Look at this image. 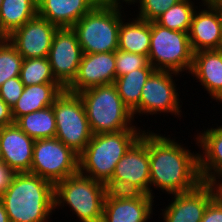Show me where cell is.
Instances as JSON below:
<instances>
[{"mask_svg":"<svg viewBox=\"0 0 222 222\" xmlns=\"http://www.w3.org/2000/svg\"><path fill=\"white\" fill-rule=\"evenodd\" d=\"M165 134L149 130L150 196L153 188L166 194L186 193L203 183L198 153Z\"/></svg>","mask_w":222,"mask_h":222,"instance_id":"obj_1","label":"cell"},{"mask_svg":"<svg viewBox=\"0 0 222 222\" xmlns=\"http://www.w3.org/2000/svg\"><path fill=\"white\" fill-rule=\"evenodd\" d=\"M10 222H49L54 209V185L30 172L16 173L0 197Z\"/></svg>","mask_w":222,"mask_h":222,"instance_id":"obj_2","label":"cell"},{"mask_svg":"<svg viewBox=\"0 0 222 222\" xmlns=\"http://www.w3.org/2000/svg\"><path fill=\"white\" fill-rule=\"evenodd\" d=\"M145 130H122L94 134L78 157V171L105 183L115 166Z\"/></svg>","mask_w":222,"mask_h":222,"instance_id":"obj_3","label":"cell"},{"mask_svg":"<svg viewBox=\"0 0 222 222\" xmlns=\"http://www.w3.org/2000/svg\"><path fill=\"white\" fill-rule=\"evenodd\" d=\"M77 94L84 104L93 135L122 130H142L133 124L135 119L122 102L114 83L92 87Z\"/></svg>","mask_w":222,"mask_h":222,"instance_id":"obj_4","label":"cell"},{"mask_svg":"<svg viewBox=\"0 0 222 222\" xmlns=\"http://www.w3.org/2000/svg\"><path fill=\"white\" fill-rule=\"evenodd\" d=\"M105 198L104 183L79 171L54 185V209L68 206L80 222H101Z\"/></svg>","mask_w":222,"mask_h":222,"instance_id":"obj_5","label":"cell"},{"mask_svg":"<svg viewBox=\"0 0 222 222\" xmlns=\"http://www.w3.org/2000/svg\"><path fill=\"white\" fill-rule=\"evenodd\" d=\"M121 7L96 5L71 28L75 31L83 54L118 50Z\"/></svg>","mask_w":222,"mask_h":222,"instance_id":"obj_6","label":"cell"},{"mask_svg":"<svg viewBox=\"0 0 222 222\" xmlns=\"http://www.w3.org/2000/svg\"><path fill=\"white\" fill-rule=\"evenodd\" d=\"M193 54L187 32L173 31L155 21L151 22L148 60L155 70L176 73L186 71L189 74Z\"/></svg>","mask_w":222,"mask_h":222,"instance_id":"obj_7","label":"cell"},{"mask_svg":"<svg viewBox=\"0 0 222 222\" xmlns=\"http://www.w3.org/2000/svg\"><path fill=\"white\" fill-rule=\"evenodd\" d=\"M52 107L56 122L55 137L79 155L93 136L80 96L64 90Z\"/></svg>","mask_w":222,"mask_h":222,"instance_id":"obj_8","label":"cell"},{"mask_svg":"<svg viewBox=\"0 0 222 222\" xmlns=\"http://www.w3.org/2000/svg\"><path fill=\"white\" fill-rule=\"evenodd\" d=\"M78 157L56 137L35 140L30 173L55 185L78 172Z\"/></svg>","mask_w":222,"mask_h":222,"instance_id":"obj_9","label":"cell"},{"mask_svg":"<svg viewBox=\"0 0 222 222\" xmlns=\"http://www.w3.org/2000/svg\"><path fill=\"white\" fill-rule=\"evenodd\" d=\"M173 75L177 77L180 73L155 70L150 75L141 91L140 116L169 113L181 117V99Z\"/></svg>","mask_w":222,"mask_h":222,"instance_id":"obj_10","label":"cell"},{"mask_svg":"<svg viewBox=\"0 0 222 222\" xmlns=\"http://www.w3.org/2000/svg\"><path fill=\"white\" fill-rule=\"evenodd\" d=\"M83 52L71 27L58 28L48 54L56 80L66 88L76 77Z\"/></svg>","mask_w":222,"mask_h":222,"instance_id":"obj_11","label":"cell"},{"mask_svg":"<svg viewBox=\"0 0 222 222\" xmlns=\"http://www.w3.org/2000/svg\"><path fill=\"white\" fill-rule=\"evenodd\" d=\"M59 27L38 14L6 38L24 59L48 57L54 35Z\"/></svg>","mask_w":222,"mask_h":222,"instance_id":"obj_12","label":"cell"},{"mask_svg":"<svg viewBox=\"0 0 222 222\" xmlns=\"http://www.w3.org/2000/svg\"><path fill=\"white\" fill-rule=\"evenodd\" d=\"M201 2L206 8L194 11L188 33L193 53L222 49L221 12L211 0Z\"/></svg>","mask_w":222,"mask_h":222,"instance_id":"obj_13","label":"cell"},{"mask_svg":"<svg viewBox=\"0 0 222 222\" xmlns=\"http://www.w3.org/2000/svg\"><path fill=\"white\" fill-rule=\"evenodd\" d=\"M116 79L115 52L83 54L74 80L65 88L71 93L112 84Z\"/></svg>","mask_w":222,"mask_h":222,"instance_id":"obj_14","label":"cell"},{"mask_svg":"<svg viewBox=\"0 0 222 222\" xmlns=\"http://www.w3.org/2000/svg\"><path fill=\"white\" fill-rule=\"evenodd\" d=\"M172 196L168 206L161 209L164 222H200L216 193L212 184L203 182L190 192Z\"/></svg>","mask_w":222,"mask_h":222,"instance_id":"obj_15","label":"cell"},{"mask_svg":"<svg viewBox=\"0 0 222 222\" xmlns=\"http://www.w3.org/2000/svg\"><path fill=\"white\" fill-rule=\"evenodd\" d=\"M112 178L129 181L150 195L149 130L119 160Z\"/></svg>","mask_w":222,"mask_h":222,"instance_id":"obj_16","label":"cell"},{"mask_svg":"<svg viewBox=\"0 0 222 222\" xmlns=\"http://www.w3.org/2000/svg\"><path fill=\"white\" fill-rule=\"evenodd\" d=\"M35 140L24 133L16 123L0 127L2 162L16 173L30 172Z\"/></svg>","mask_w":222,"mask_h":222,"instance_id":"obj_17","label":"cell"},{"mask_svg":"<svg viewBox=\"0 0 222 222\" xmlns=\"http://www.w3.org/2000/svg\"><path fill=\"white\" fill-rule=\"evenodd\" d=\"M195 139L203 152H198L201 179L212 184L222 178V125L200 131Z\"/></svg>","mask_w":222,"mask_h":222,"instance_id":"obj_18","label":"cell"},{"mask_svg":"<svg viewBox=\"0 0 222 222\" xmlns=\"http://www.w3.org/2000/svg\"><path fill=\"white\" fill-rule=\"evenodd\" d=\"M191 75L196 77L216 102L222 100V49L201 50L193 54Z\"/></svg>","mask_w":222,"mask_h":222,"instance_id":"obj_19","label":"cell"},{"mask_svg":"<svg viewBox=\"0 0 222 222\" xmlns=\"http://www.w3.org/2000/svg\"><path fill=\"white\" fill-rule=\"evenodd\" d=\"M96 5L95 0H37L38 15L59 28L72 27Z\"/></svg>","mask_w":222,"mask_h":222,"instance_id":"obj_20","label":"cell"},{"mask_svg":"<svg viewBox=\"0 0 222 222\" xmlns=\"http://www.w3.org/2000/svg\"><path fill=\"white\" fill-rule=\"evenodd\" d=\"M154 197L139 199L105 198L101 222H148L153 214Z\"/></svg>","mask_w":222,"mask_h":222,"instance_id":"obj_21","label":"cell"},{"mask_svg":"<svg viewBox=\"0 0 222 222\" xmlns=\"http://www.w3.org/2000/svg\"><path fill=\"white\" fill-rule=\"evenodd\" d=\"M60 83H42L24 86V91L12 108V117L16 122L21 116L52 106L54 100L64 91Z\"/></svg>","mask_w":222,"mask_h":222,"instance_id":"obj_22","label":"cell"},{"mask_svg":"<svg viewBox=\"0 0 222 222\" xmlns=\"http://www.w3.org/2000/svg\"><path fill=\"white\" fill-rule=\"evenodd\" d=\"M122 19L119 28L118 49L135 54L149 55L151 39V22L140 18L124 22Z\"/></svg>","mask_w":222,"mask_h":222,"instance_id":"obj_23","label":"cell"},{"mask_svg":"<svg viewBox=\"0 0 222 222\" xmlns=\"http://www.w3.org/2000/svg\"><path fill=\"white\" fill-rule=\"evenodd\" d=\"M154 71V67L149 63L145 68L135 69L115 79L114 84L118 94L124 105L132 113L133 118L136 115L140 116L141 91L147 79Z\"/></svg>","mask_w":222,"mask_h":222,"instance_id":"obj_24","label":"cell"},{"mask_svg":"<svg viewBox=\"0 0 222 222\" xmlns=\"http://www.w3.org/2000/svg\"><path fill=\"white\" fill-rule=\"evenodd\" d=\"M37 14V0H3L0 6V33L6 38Z\"/></svg>","mask_w":222,"mask_h":222,"instance_id":"obj_25","label":"cell"},{"mask_svg":"<svg viewBox=\"0 0 222 222\" xmlns=\"http://www.w3.org/2000/svg\"><path fill=\"white\" fill-rule=\"evenodd\" d=\"M15 123L34 140L56 136L55 114L52 106L21 116Z\"/></svg>","mask_w":222,"mask_h":222,"instance_id":"obj_26","label":"cell"},{"mask_svg":"<svg viewBox=\"0 0 222 222\" xmlns=\"http://www.w3.org/2000/svg\"><path fill=\"white\" fill-rule=\"evenodd\" d=\"M194 3L191 0H182L161 14L155 22L173 31L189 33L193 13L198 9Z\"/></svg>","mask_w":222,"mask_h":222,"instance_id":"obj_27","label":"cell"},{"mask_svg":"<svg viewBox=\"0 0 222 222\" xmlns=\"http://www.w3.org/2000/svg\"><path fill=\"white\" fill-rule=\"evenodd\" d=\"M20 79L24 86L59 83L54 77L47 57L23 60Z\"/></svg>","mask_w":222,"mask_h":222,"instance_id":"obj_28","label":"cell"},{"mask_svg":"<svg viewBox=\"0 0 222 222\" xmlns=\"http://www.w3.org/2000/svg\"><path fill=\"white\" fill-rule=\"evenodd\" d=\"M23 60L7 38L0 40V86L10 78L20 77Z\"/></svg>","mask_w":222,"mask_h":222,"instance_id":"obj_29","label":"cell"},{"mask_svg":"<svg viewBox=\"0 0 222 222\" xmlns=\"http://www.w3.org/2000/svg\"><path fill=\"white\" fill-rule=\"evenodd\" d=\"M106 198L114 199H139L145 193L135 184L118 178H109L104 183Z\"/></svg>","mask_w":222,"mask_h":222,"instance_id":"obj_30","label":"cell"},{"mask_svg":"<svg viewBox=\"0 0 222 222\" xmlns=\"http://www.w3.org/2000/svg\"><path fill=\"white\" fill-rule=\"evenodd\" d=\"M149 64L147 56L127 51H115L116 78L126 75L135 69L145 68Z\"/></svg>","mask_w":222,"mask_h":222,"instance_id":"obj_31","label":"cell"},{"mask_svg":"<svg viewBox=\"0 0 222 222\" xmlns=\"http://www.w3.org/2000/svg\"><path fill=\"white\" fill-rule=\"evenodd\" d=\"M180 1L182 0H138L136 3H139V14L136 16L149 22L155 21L161 14Z\"/></svg>","mask_w":222,"mask_h":222,"instance_id":"obj_32","label":"cell"},{"mask_svg":"<svg viewBox=\"0 0 222 222\" xmlns=\"http://www.w3.org/2000/svg\"><path fill=\"white\" fill-rule=\"evenodd\" d=\"M24 91L20 77L6 80L0 86V98L12 109Z\"/></svg>","mask_w":222,"mask_h":222,"instance_id":"obj_33","label":"cell"},{"mask_svg":"<svg viewBox=\"0 0 222 222\" xmlns=\"http://www.w3.org/2000/svg\"><path fill=\"white\" fill-rule=\"evenodd\" d=\"M200 222H222V202L217 197L208 204Z\"/></svg>","mask_w":222,"mask_h":222,"instance_id":"obj_34","label":"cell"},{"mask_svg":"<svg viewBox=\"0 0 222 222\" xmlns=\"http://www.w3.org/2000/svg\"><path fill=\"white\" fill-rule=\"evenodd\" d=\"M16 172L6 163H0V197L6 192L11 185Z\"/></svg>","mask_w":222,"mask_h":222,"instance_id":"obj_35","label":"cell"},{"mask_svg":"<svg viewBox=\"0 0 222 222\" xmlns=\"http://www.w3.org/2000/svg\"><path fill=\"white\" fill-rule=\"evenodd\" d=\"M15 123L12 117V109L0 98V127Z\"/></svg>","mask_w":222,"mask_h":222,"instance_id":"obj_36","label":"cell"},{"mask_svg":"<svg viewBox=\"0 0 222 222\" xmlns=\"http://www.w3.org/2000/svg\"><path fill=\"white\" fill-rule=\"evenodd\" d=\"M138 0H95L96 4L97 5H100V6H110V7H121L124 9V7L121 5L123 4V2L125 4H128V5H132L137 2ZM122 2V3H121Z\"/></svg>","mask_w":222,"mask_h":222,"instance_id":"obj_37","label":"cell"},{"mask_svg":"<svg viewBox=\"0 0 222 222\" xmlns=\"http://www.w3.org/2000/svg\"><path fill=\"white\" fill-rule=\"evenodd\" d=\"M212 185L214 187L216 197L222 202V178L215 180Z\"/></svg>","mask_w":222,"mask_h":222,"instance_id":"obj_38","label":"cell"},{"mask_svg":"<svg viewBox=\"0 0 222 222\" xmlns=\"http://www.w3.org/2000/svg\"><path fill=\"white\" fill-rule=\"evenodd\" d=\"M0 222H10L3 202L0 199Z\"/></svg>","mask_w":222,"mask_h":222,"instance_id":"obj_39","label":"cell"},{"mask_svg":"<svg viewBox=\"0 0 222 222\" xmlns=\"http://www.w3.org/2000/svg\"><path fill=\"white\" fill-rule=\"evenodd\" d=\"M220 10L221 15H222V0H211Z\"/></svg>","mask_w":222,"mask_h":222,"instance_id":"obj_40","label":"cell"},{"mask_svg":"<svg viewBox=\"0 0 222 222\" xmlns=\"http://www.w3.org/2000/svg\"><path fill=\"white\" fill-rule=\"evenodd\" d=\"M5 37L0 33V40L4 39Z\"/></svg>","mask_w":222,"mask_h":222,"instance_id":"obj_41","label":"cell"}]
</instances>
